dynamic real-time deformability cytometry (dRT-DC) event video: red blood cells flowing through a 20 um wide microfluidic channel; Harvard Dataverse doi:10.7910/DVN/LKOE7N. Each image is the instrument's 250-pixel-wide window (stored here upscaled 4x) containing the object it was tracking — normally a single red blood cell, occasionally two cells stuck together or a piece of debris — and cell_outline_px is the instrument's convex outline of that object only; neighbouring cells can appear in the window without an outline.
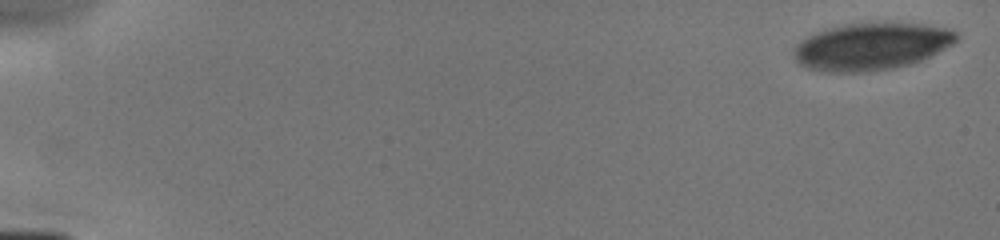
{"species": "human", "species_latin": "Homo sapiens", "temperature_condition": "cold", "stored_images_in_passage": 7, "camera_frame_rate_fps": 3000, "um_per_image_px": 0.085, "donor": {"sex": "male"}, "frame": {"image": 1, "passage_image": 1, "time_ms": 0.0, "image_size_px": [1000, 240], "cell_outline_px": [[960, 36], [952, 44], [928, 56], [908, 64], [892, 68], [868, 72], [824, 72], [808, 68], [800, 64], [792, 56], [792, 48], [800, 40], [816, 32], [828, 28], [844, 24], [924, 24], [948, 28], [956, 32]], "centroid_in_image_um": [74.0, 3.96], "position_along_channel_um": 11.0, "area_um2": 44.27}}
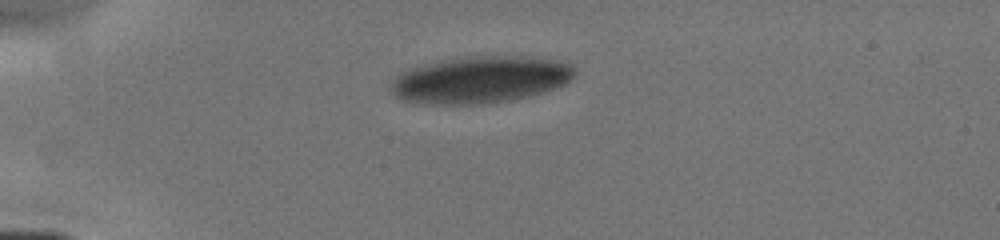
{"frame": {"image": 2, "passage_image": 6, "time_ms": 4.0, "image_size_px": [1000, 240], "cell_outline_px": [[576, 72], [564, 84], [556, 88], [544, 92], [512, 100], [488, 104], [424, 104], [400, 100], [392, 96], [388, 88], [388, 80], [400, 72], [436, 60], [468, 56], [516, 56], [560, 60], [576, 68]], "centroid_in_image_um": [40.72, 6.78], "position_along_channel_um": 44.3, "area_um2": 51.1}}